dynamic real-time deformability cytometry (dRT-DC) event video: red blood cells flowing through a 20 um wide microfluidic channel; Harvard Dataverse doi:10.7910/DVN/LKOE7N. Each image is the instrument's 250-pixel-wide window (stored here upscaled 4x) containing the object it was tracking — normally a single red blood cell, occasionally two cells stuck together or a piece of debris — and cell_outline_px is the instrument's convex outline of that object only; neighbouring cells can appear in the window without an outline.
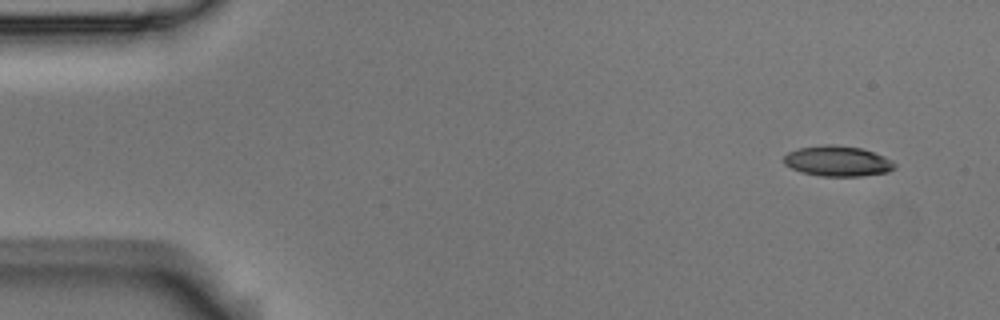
{"species": "Egyptian fruit bat (a non-hibernating species)", "species_latin": "Rousettus aegyptiacus", "temperature_condition": "room temperature", "stored_images_in_passage": 4, "camera_frame_rate_fps": 3000, "um_per_image_px": 0.085, "animal": {"sex": "male"}, "frame": {"image": 1, "passage_image": 1, "time_ms": 0.0, "image_size_px": [1000, 320], "cell_outline_px": [[896, 164], [888, 172], [860, 176], [820, 176], [804, 172], [792, 168], [784, 164], [784, 156], [788, 152], [800, 148], [824, 144], [832, 144], [860, 148], [884, 156]], "centroid_in_image_um": [71.18, 13.69], "position_along_channel_um": 13.8, "area_um2": 19.36}}
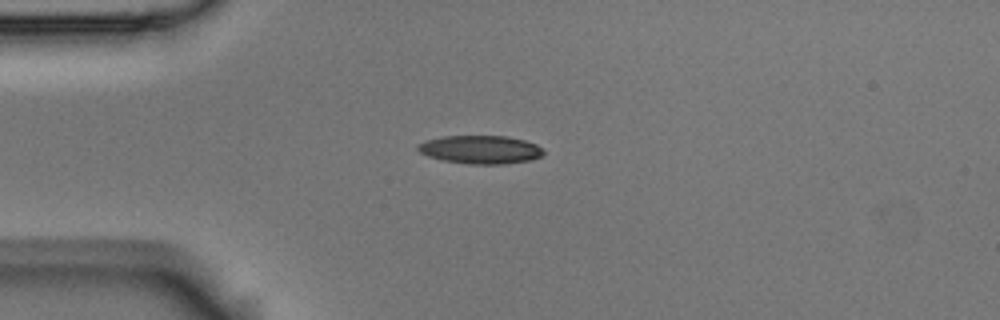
{"frame": {"image": 2, "passage_image": 3, "time_ms": 0.667, "image_size_px": [1000, 320], "cell_outline_px": [[544, 152], [540, 156], [532, 160], [500, 164], [472, 164], [444, 160], [428, 156], [420, 152], [416, 148], [416, 144], [424, 140], [444, 136], [508, 136], [524, 140], [536, 144], [544, 148]], "centroid_in_image_um": [40.83, 12.7], "position_along_channel_um": 44.2, "area_um2": 20.75}}